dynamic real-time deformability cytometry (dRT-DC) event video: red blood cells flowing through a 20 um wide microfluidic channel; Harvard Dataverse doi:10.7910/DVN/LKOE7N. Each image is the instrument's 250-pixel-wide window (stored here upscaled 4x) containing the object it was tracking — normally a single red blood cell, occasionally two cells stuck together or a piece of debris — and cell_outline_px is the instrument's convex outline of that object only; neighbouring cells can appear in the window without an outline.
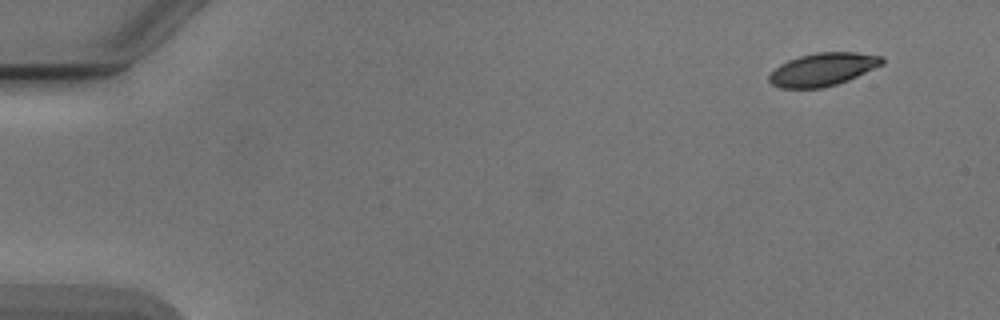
{"species": "Egyptian fruit bat (a non-hibernating species)", "species_latin": "Rousettus aegyptiacus", "temperature_condition": "cold", "stored_images_in_passage": 7, "camera_frame_rate_fps": 3000, "um_per_image_px": 0.085, "animal": {"sex": "male"}, "frame": {"image": 1, "passage_image": 1, "time_ms": 0.0, "image_size_px": [1000, 320], "cell_outline_px": [[884, 64], [848, 80], [824, 88], [780, 88], [772, 84], [768, 80], [768, 76], [780, 64], [788, 60], [800, 56], [816, 52], [856, 52], [884, 56]], "centroid_in_image_um": [69.96, 5.89], "position_along_channel_um": 15.0, "area_um2": 21.73}}
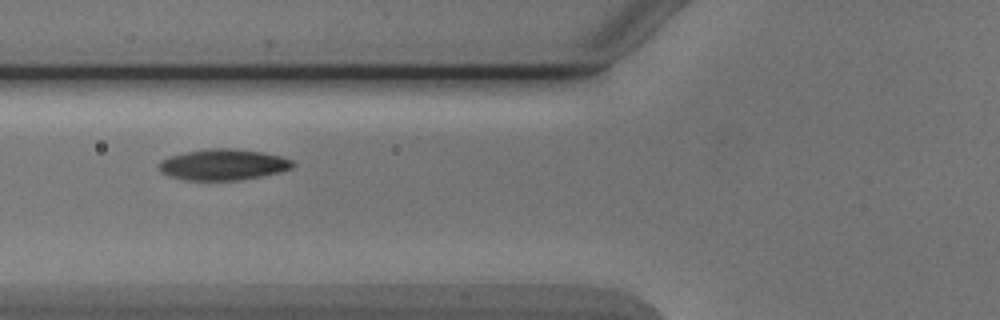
{"frame": {"image": 2, "passage_image": 5, "time_ms": 5.667, "image_size_px": [1000, 320], "cell_outline_px": [[296, 164], [292, 168], [280, 172], [260, 176], [236, 180], [188, 180], [172, 176], [160, 172], [156, 168], [156, 164], [160, 160], [168, 156], [184, 152], [208, 148], [232, 148], [264, 152], [280, 156], [292, 160]], "centroid_in_image_um": [18.93, 13.98], "position_along_channel_um": 106.9, "area_um2": 24.39}}
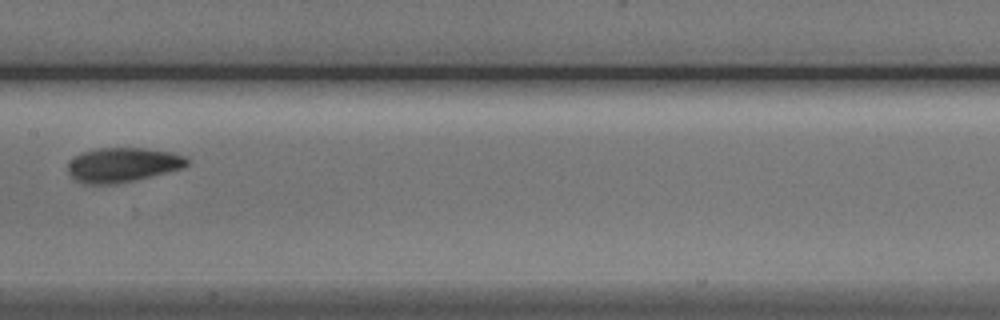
{"frame": {"image": 3, "passage_image": 7, "time_ms": 8.0, "image_size_px": [1000, 320], "cell_outline_px": [[188, 164], [180, 168], [116, 184], [84, 184], [76, 180], [68, 172], [68, 160], [80, 152], [96, 148], [144, 148], [168, 152], [184, 156], [188, 160]], "centroid_in_image_um": [10.33, 14.0], "position_along_channel_um": 197.1, "area_um2": 23.64}}